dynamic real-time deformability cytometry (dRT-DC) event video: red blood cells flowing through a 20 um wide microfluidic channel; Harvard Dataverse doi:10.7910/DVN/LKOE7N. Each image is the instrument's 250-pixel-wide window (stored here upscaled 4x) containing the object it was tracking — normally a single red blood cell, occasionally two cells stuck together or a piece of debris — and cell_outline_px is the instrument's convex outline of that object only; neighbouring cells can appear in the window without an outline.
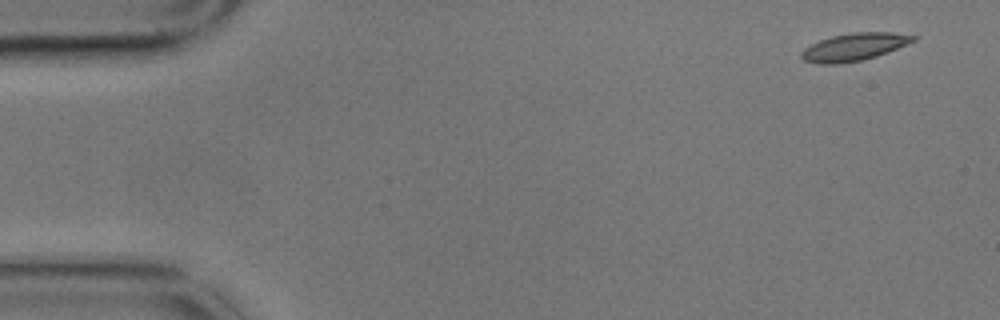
{"species": "common noctule bat (a hibernating species)", "species_latin": "Nyctalus noctula", "temperature_condition": "cold", "stored_images_in_passage": 6, "camera_frame_rate_fps": 3000, "um_per_image_px": 0.085, "animal": {"sex": "male", "body_mass_g": 17.9}, "frame": {"image": 1, "passage_image": 1, "time_ms": 0.0, "image_size_px": [1000, 320], "cell_outline_px": [[920, 36], [916, 40], [888, 52], [876, 56], [860, 60], [840, 64], [816, 64], [804, 60], [800, 56], [800, 52], [804, 48], [820, 40], [832, 36], [852, 32], [892, 32]], "centroid_in_image_um": [72.6, 3.99], "position_along_channel_um": 12.4, "area_um2": 18.03}}
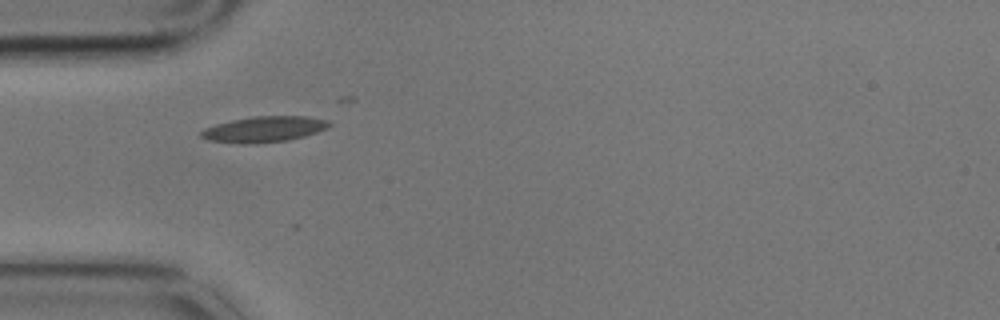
{"frame": {"image": 2, "passage_image": 5, "time_ms": 1.333, "image_size_px": [1000, 320], "cell_outline_px": [[332, 124], [328, 128], [304, 136], [288, 140], [256, 144], [240, 144], [208, 140], [200, 136], [200, 132], [204, 128], [216, 124], [232, 120], [252, 116], [304, 116], [328, 120]], "centroid_in_image_um": [22.43, 10.99], "position_along_channel_um": 62.6, "area_um2": 19.36}}